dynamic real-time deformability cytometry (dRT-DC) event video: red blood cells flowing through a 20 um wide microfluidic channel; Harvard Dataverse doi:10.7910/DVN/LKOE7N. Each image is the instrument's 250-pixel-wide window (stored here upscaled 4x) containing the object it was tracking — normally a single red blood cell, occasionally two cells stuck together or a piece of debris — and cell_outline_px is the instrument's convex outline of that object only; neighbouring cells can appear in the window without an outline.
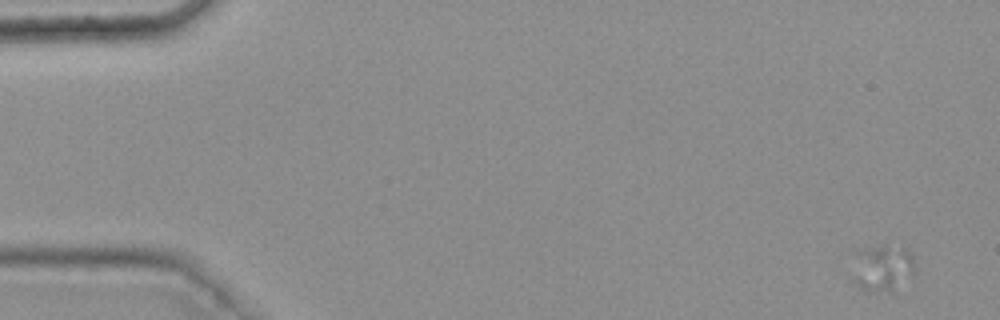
{"species": "common noctule bat (a hibernating species)", "species_latin": "Nyctalus noctula", "temperature_condition": "warm", "stored_images_in_passage": 42, "camera_frame_rate_fps": 3000, "um_per_image_px": 0.085, "animal": {"sex": "female", "body_mass_g": 25.1}, "frame": {"image": 1, "passage_image": 1, "time_ms": 0.0, "image_size_px": [1000, 320], "cell_outline_px": [[916, 268], [912, 276], [888, 288], [872, 292], [868, 292], [860, 288], [848, 280], [856, 252], [860, 248], [880, 244], [884, 244], [904, 248], [912, 256]], "centroid_in_image_um": [74.88, 22.71], "position_along_channel_um": 10.1, "area_um2": 17.22}}
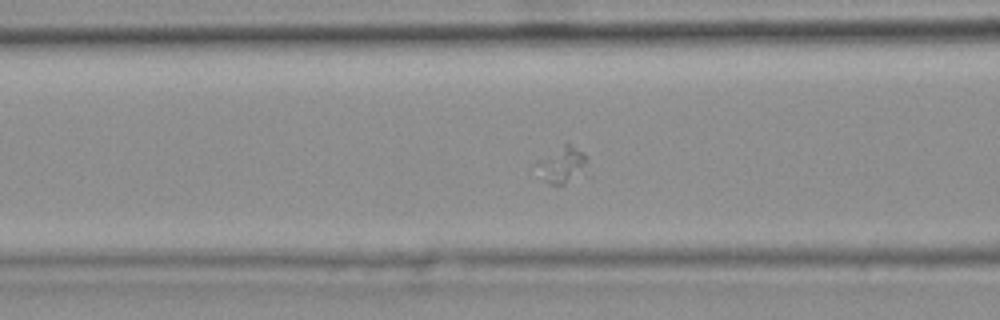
{"frame": {"image": 2, "passage_image": 21, "time_ms": 6.667, "image_size_px": [1000, 320], "cell_outline_px": [[588, 176], [564, 184], [552, 184], [544, 180], [536, 164], [536, 160], [564, 140], [568, 140], [584, 152], [588, 160]], "centroid_in_image_um": [47.89, 13.94], "position_along_channel_um": 118.7, "area_um2": 11.85}}
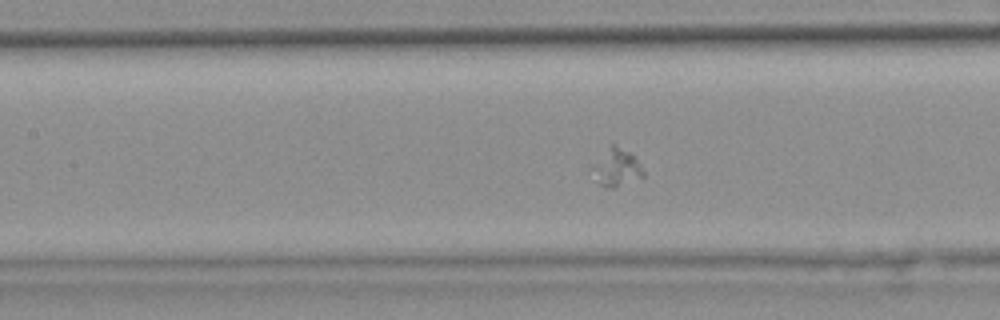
{"frame": {"image": 3, "passage_image": 24, "time_ms": 7.667, "image_size_px": [1000, 320], "cell_outline_px": [[644, 176], [612, 188], [604, 188], [596, 180], [592, 168], [608, 144], [616, 144], [632, 152], [636, 156], [644, 172]], "centroid_in_image_um": [52.43, 14.19], "position_along_channel_um": 155.0, "area_um2": 11.21}}